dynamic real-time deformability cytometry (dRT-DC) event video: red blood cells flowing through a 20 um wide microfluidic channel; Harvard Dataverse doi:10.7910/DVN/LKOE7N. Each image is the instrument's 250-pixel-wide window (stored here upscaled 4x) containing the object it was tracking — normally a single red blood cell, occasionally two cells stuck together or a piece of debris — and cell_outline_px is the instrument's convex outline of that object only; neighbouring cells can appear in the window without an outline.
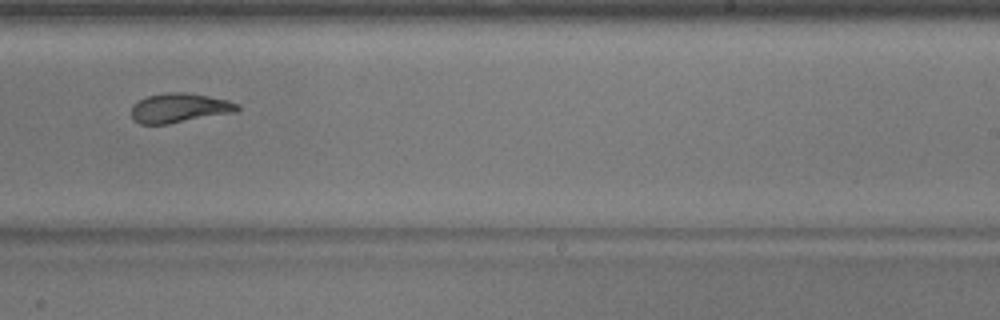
{"species": "common noctule bat (a hibernating species)", "species_latin": "Nyctalus noctula", "temperature_condition": "warm", "stored_images_in_passage": 20, "camera_frame_rate_fps": 3000, "um_per_image_px": 0.085, "animal": {"sex": "male", "body_mass_g": 17.9}, "frame": {"image": 1, "passage_image": 17, "time_ms": 5.333, "image_size_px": [1000, 320], "cell_outline_px": [[240, 108], [236, 112], [168, 124], [140, 124], [132, 120], [132, 104], [148, 96], [168, 92], [184, 92], [208, 96], [228, 100], [240, 104]], "centroid_in_image_um": [15.26, 9.18], "position_along_channel_um": 273.7, "area_um2": 18.21}}